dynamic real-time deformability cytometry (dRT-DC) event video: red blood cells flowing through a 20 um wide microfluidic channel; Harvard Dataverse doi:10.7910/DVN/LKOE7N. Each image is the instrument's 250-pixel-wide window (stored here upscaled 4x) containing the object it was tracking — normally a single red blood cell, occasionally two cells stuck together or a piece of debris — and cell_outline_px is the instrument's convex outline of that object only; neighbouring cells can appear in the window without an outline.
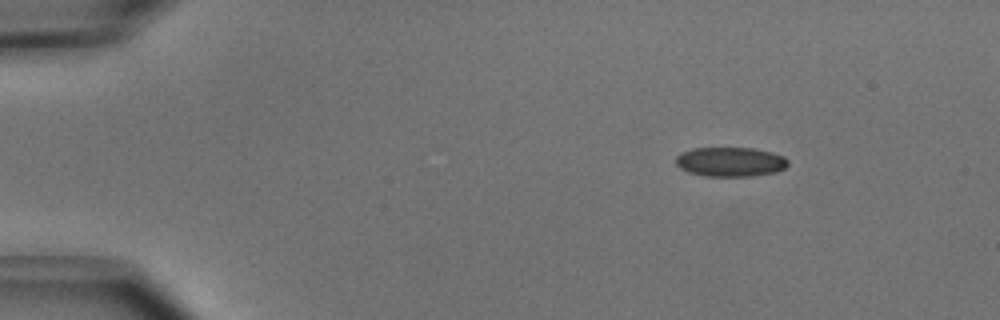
{"species": "common noctule bat (a hibernating species)", "species_latin": "Nyctalus noctula", "temperature_condition": "cold", "stored_images_in_passage": 45, "camera_frame_rate_fps": 3000, "um_per_image_px": 0.085, "animal": {"sex": "male", "body_mass_g": 15.6}, "frame": {"image": 1, "passage_image": 1, "time_ms": 0.0, "image_size_px": [1000, 320], "cell_outline_px": [[788, 164], [784, 168], [776, 172], [752, 176], [704, 176], [688, 172], [680, 168], [676, 164], [676, 156], [680, 152], [692, 148], [752, 148], [772, 152], [784, 156], [788, 160]], "centroid_in_image_um": [62.06, 13.75], "position_along_channel_um": 22.9, "area_um2": 19.36}}
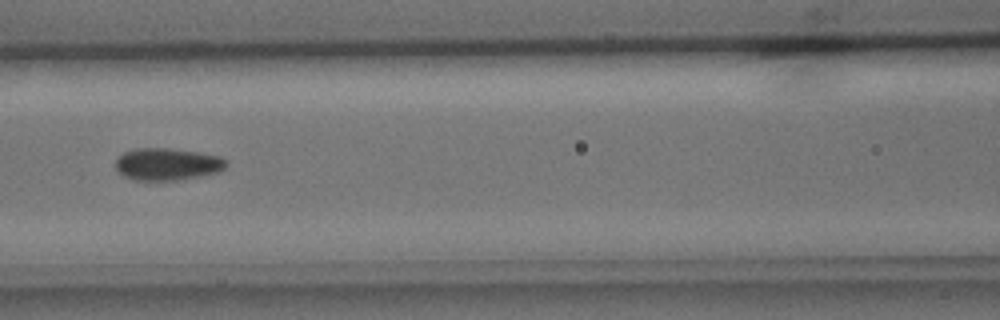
{"frame": {"image": 2, "passage_image": 17, "time_ms": 5.333, "image_size_px": [1000, 320], "cell_outline_px": [[228, 164], [224, 168], [216, 172], [200, 176], [176, 180], [136, 180], [124, 176], [116, 168], [116, 160], [124, 152], [136, 148], [168, 148], [196, 152], [220, 156], [228, 160]], "centroid_in_image_um": [14.23, 13.95], "position_along_channel_um": 152.4, "area_um2": 20.58}}
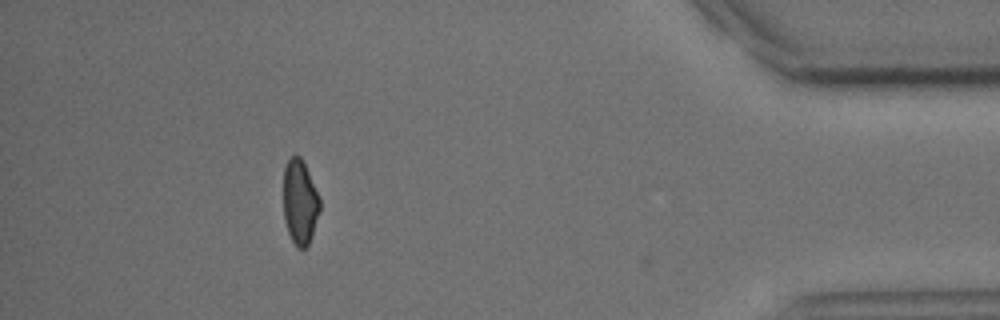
{"frame": {"image": 3, "passage_image": 40, "time_ms": 13.0, "image_size_px": [1000, 320], "cell_outline_px": [[320, 208], [308, 244], [304, 248], [296, 248], [288, 232], [284, 220], [284, 168], [288, 160], [292, 156], [300, 156], [308, 172], [320, 200]], "centroid_in_image_um": [25.47, 17.19], "position_along_channel_um": 409.7, "area_um2": 17.51}, "authors_computed_cell_mechanics": {"area_um2": 19.7676, "velocity_mm_per_s": 3.983, "shape_relaxation_time_tau1_ms": 3.2609, "shape_relaxation_time_tau2_ms": 9.2977, "deformation_change_tau1": 0.0886, "deformation_change_tau2": 0.1146}}